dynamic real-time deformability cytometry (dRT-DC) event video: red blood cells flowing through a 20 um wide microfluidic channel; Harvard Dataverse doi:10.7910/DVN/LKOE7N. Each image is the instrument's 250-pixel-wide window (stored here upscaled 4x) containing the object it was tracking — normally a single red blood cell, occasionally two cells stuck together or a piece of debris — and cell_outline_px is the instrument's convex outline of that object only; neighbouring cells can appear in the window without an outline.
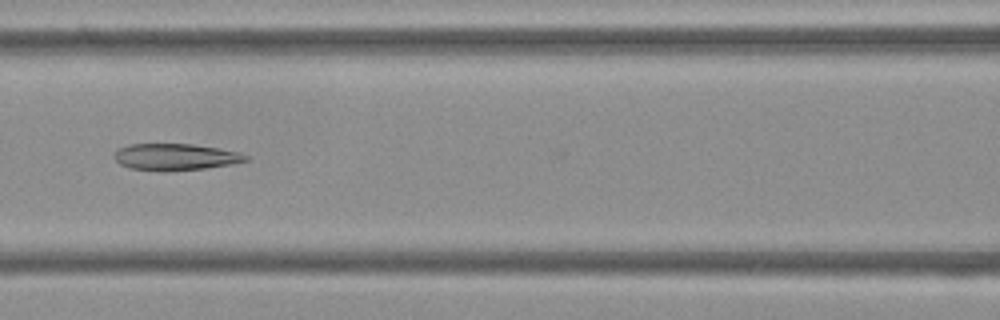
{"species": "Egyptian fruit bat (a non-hibernating species)", "species_latin": "Rousettus aegyptiacus", "temperature_condition": "cold", "stored_images_in_passage": 43, "camera_frame_rate_fps": 3000, "um_per_image_px": 0.085, "frame": {"image": 1, "passage_image": 13, "time_ms": 4.0, "image_size_px": [1000, 320], "cell_outline_px": [[248, 160], [232, 164], [204, 168], [164, 172], [128, 168], [120, 164], [112, 156], [120, 148], [128, 144], [192, 144], [240, 152], [248, 156]], "centroid_in_image_um": [14.88, 13.35], "position_along_channel_um": 151.7, "area_um2": 20.46}}
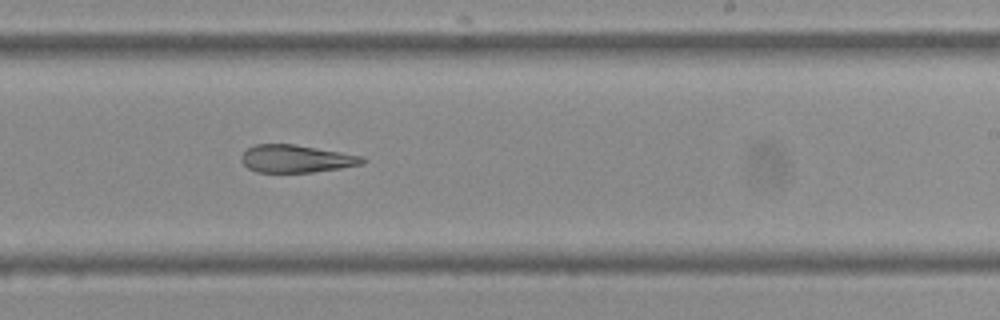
{"frame": {"image": 2, "passage_image": 22, "time_ms": 7.0, "image_size_px": [1000, 320], "cell_outline_px": [[368, 160], [364, 164], [340, 168], [312, 172], [256, 172], [248, 168], [240, 160], [240, 156], [248, 148], [256, 144], [292, 144], [364, 156]], "centroid_in_image_um": [25.19, 13.5], "position_along_channel_um": 263.8, "area_um2": 19.48}}
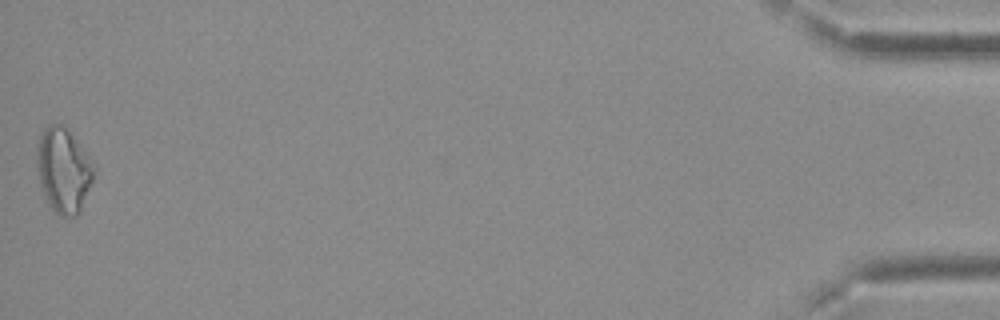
{"frame": {"image": 3, "passage_image": 43, "time_ms": 14.0, "image_size_px": [1000, 320], "cell_outline_px": [[96, 168], [92, 180], [80, 212], [76, 216], [60, 216], [48, 204], [40, 188], [36, 168], [36, 148], [40, 136], [44, 128], [48, 124], [64, 124]], "centroid_in_image_um": [5.35, 14.47], "position_along_channel_um": 429.8, "area_um2": 28.21}, "authors_computed_cell_mechanics": {"area_um2": 21.097, "velocity_mm_per_s": 3.7484, "shape_relaxation_time_tau1_ms": null, "shape_relaxation_time_tau2_ms": 9.2753, "deformation_change_tau1": null, "deformation_change_tau2": 0.2152}}